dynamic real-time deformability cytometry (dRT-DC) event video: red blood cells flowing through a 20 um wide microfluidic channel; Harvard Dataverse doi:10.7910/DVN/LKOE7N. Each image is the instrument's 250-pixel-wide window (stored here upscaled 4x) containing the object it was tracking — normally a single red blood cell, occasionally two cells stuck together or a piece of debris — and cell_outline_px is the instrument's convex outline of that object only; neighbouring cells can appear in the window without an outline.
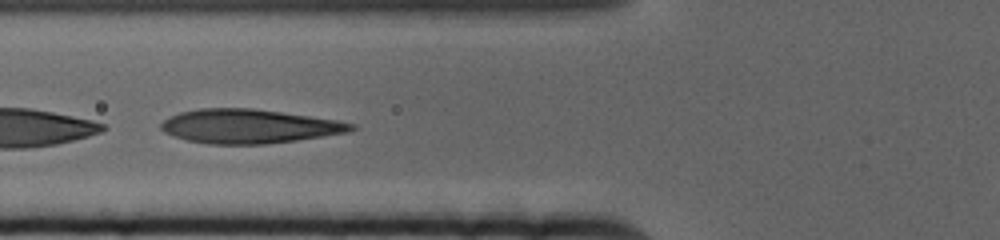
{"species": "human", "species_latin": "Homo sapiens", "temperature_condition": "cold", "stored_images_in_passage": 46, "camera_frame_rate_fps": 3000, "um_per_image_px": 0.085, "donor": {"sex": "female"}, "frame": {"image": 1, "passage_image": 6, "time_ms": 1.667, "image_size_px": [1000, 240], "cell_outline_px": [[356, 128], [348, 132], [296, 140], [264, 144], [208, 144], [188, 140], [172, 136], [164, 132], [160, 128], [160, 124], [164, 120], [180, 112], [200, 108], [252, 108], [336, 120], [356, 124]], "centroid_in_image_um": [21.13, 10.73], "position_along_channel_um": 104.7, "area_um2": 37.45}}
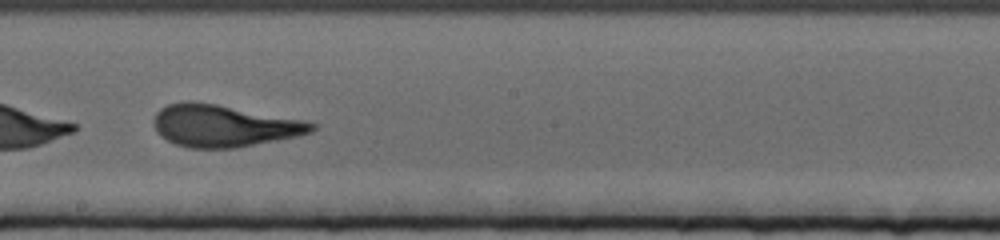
{"frame": {"image": 2, "passage_image": 18, "time_ms": 5.667, "image_size_px": [1000, 240], "cell_outline_px": [[316, 128], [312, 132], [300, 136], [236, 148], [188, 148], [176, 144], [160, 136], [156, 132], [152, 120], [156, 112], [160, 108], [168, 104], [188, 100], [192, 100], [216, 104], [300, 120], [316, 124]], "centroid_in_image_um": [18.96, 10.7], "position_along_channel_um": 229.2, "area_um2": 38.67}}
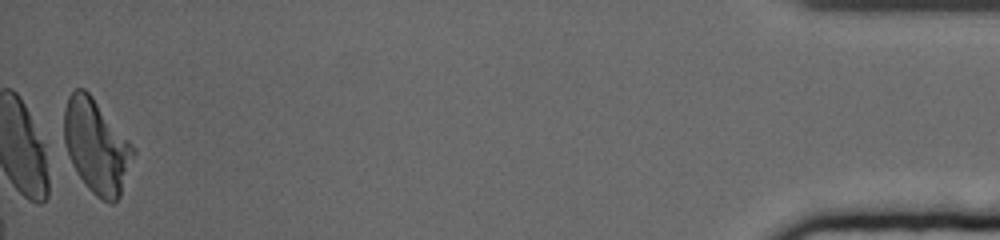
{"frame": {"image": 3, "passage_image": 45, "time_ms": 14.667, "image_size_px": [1000, 240], "cell_outline_px": [[136, 152], [120, 196], [112, 204], [100, 200], [88, 188], [76, 172], [60, 144], [64, 108], [68, 96], [76, 88], [84, 88], [92, 96], [136, 148]], "centroid_in_image_um": [8.14, 12.43], "position_along_channel_um": 427.1, "area_um2": 38.78}, "authors_computed_cell_mechanics": {"area_um2": 37.8879, "velocity_mm_per_s": 3.1197, "shape_relaxation_time_tau1_ms": 6.439, "shape_relaxation_time_tau2_ms": 1.3242, "deformation_change_tau1": 0.2122, "deformation_change_tau2": 0.0972}}